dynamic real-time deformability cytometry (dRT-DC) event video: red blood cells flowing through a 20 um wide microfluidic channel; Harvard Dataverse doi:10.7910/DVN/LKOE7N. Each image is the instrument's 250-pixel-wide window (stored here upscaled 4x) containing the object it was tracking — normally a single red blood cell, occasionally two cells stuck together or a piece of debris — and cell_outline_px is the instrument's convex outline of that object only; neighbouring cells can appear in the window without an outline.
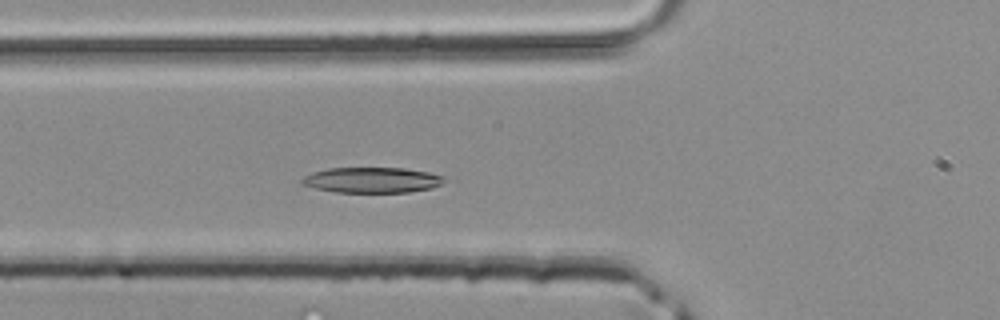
{"species": "common noctule bat (a hibernating species)", "species_latin": "Nyctalus noctula", "temperature_condition": "room temperature", "stored_images_in_passage": 25, "camera_frame_rate_fps": 3000, "um_per_image_px": 0.085, "animal": {"sex": "male", "body_mass_g": 20.4}, "frame": {"image": 1, "passage_image": 6, "time_ms": 1.667, "image_size_px": [1000, 320], "cell_outline_px": [[448, 180], [432, 188], [408, 192], [336, 192], [316, 188], [300, 184], [300, 180], [304, 176], [312, 172], [328, 168], [404, 168], [428, 172], [444, 176]], "centroid_in_image_um": [31.62, 15.3], "position_along_channel_um": 94.2, "area_um2": 21.21}}
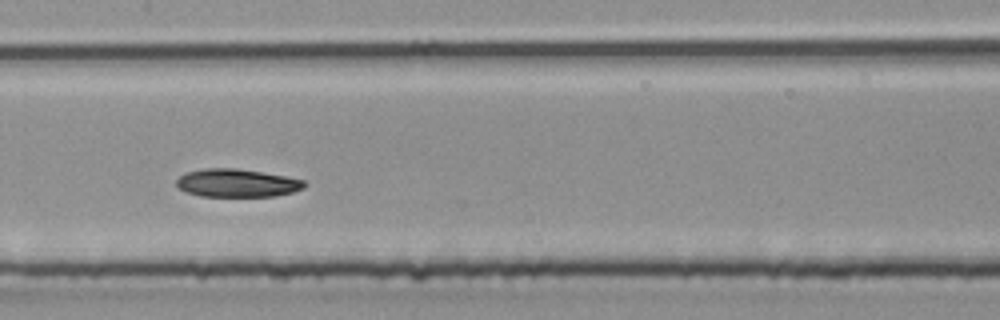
{"frame": {"image": 2, "passage_image": 12, "time_ms": 3.667, "image_size_px": [1000, 320], "cell_outline_px": [[308, 184], [304, 188], [292, 192], [276, 196], [200, 196], [184, 192], [176, 184], [176, 180], [180, 176], [188, 172], [204, 168], [236, 168], [284, 176], [304, 180]], "centroid_in_image_um": [20.14, 15.56], "position_along_channel_um": 187.3, "area_um2": 20.87}}
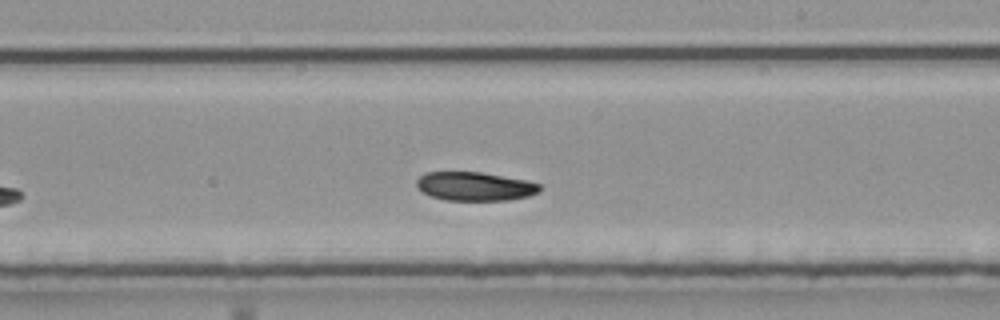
{"frame": {"image": 3, "passage_image": 16, "time_ms": 5.0, "image_size_px": [1000, 320], "cell_outline_px": [[540, 192], [528, 196], [508, 200], [444, 200], [432, 196], [424, 192], [416, 184], [416, 180], [420, 176], [428, 172], [480, 172], [528, 180], [540, 184]], "centroid_in_image_um": [40.4, 15.84], "position_along_channel_um": 248.6, "area_um2": 20.52}}